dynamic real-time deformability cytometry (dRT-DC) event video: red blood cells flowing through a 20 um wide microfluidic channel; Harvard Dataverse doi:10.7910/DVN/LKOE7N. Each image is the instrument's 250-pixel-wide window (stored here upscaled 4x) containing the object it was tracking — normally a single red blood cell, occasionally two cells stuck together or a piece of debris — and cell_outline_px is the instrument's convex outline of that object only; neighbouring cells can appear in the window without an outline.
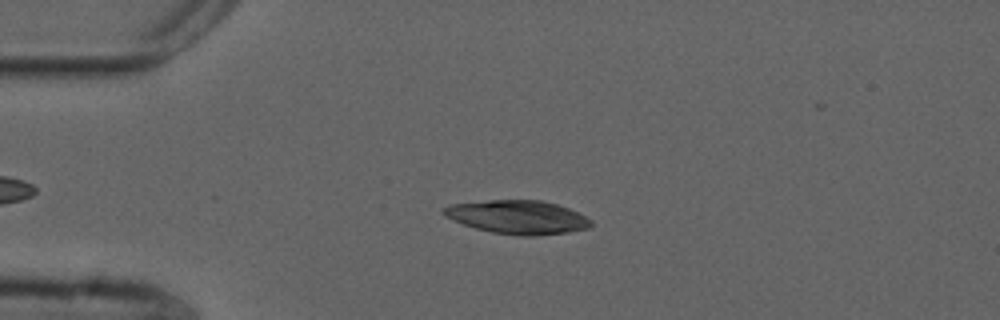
{"species": "common noctule bat (a hibernating species)", "species_latin": "Nyctalus noctula", "temperature_condition": "cold", "stored_images_in_passage": 6, "camera_frame_rate_fps": 3000, "um_per_image_px": 0.085, "animal": {"sex": "male", "forearm_length_mm": 52.5}, "frame": {"image": 1, "passage_image": 5, "time_ms": 1.333, "image_size_px": [1000, 320], "cell_outline_px": [[592, 228], [568, 232], [536, 236], [520, 236], [492, 232], [476, 228], [452, 220], [444, 216], [440, 212], [444, 208], [452, 204], [488, 200], [540, 200], [556, 204], [568, 208], [592, 220]], "centroid_in_image_um": [44.01, 18.46], "position_along_channel_um": 41.0, "area_um2": 28.84}}